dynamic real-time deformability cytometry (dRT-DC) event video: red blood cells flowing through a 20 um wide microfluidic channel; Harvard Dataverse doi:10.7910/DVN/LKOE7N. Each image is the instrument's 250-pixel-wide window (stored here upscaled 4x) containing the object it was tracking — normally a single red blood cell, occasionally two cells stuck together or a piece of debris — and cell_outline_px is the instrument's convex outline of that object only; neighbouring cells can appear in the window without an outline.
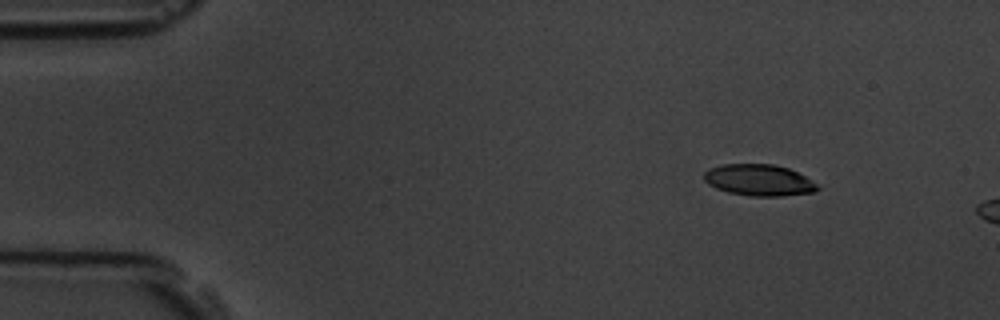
{"species": "common noctule bat (a hibernating species)", "species_latin": "Nyctalus noctula", "temperature_condition": "room temperature", "stored_images_in_passage": 3, "camera_frame_rate_fps": 3000, "um_per_image_px": 0.085, "animal": {"sex": "male", "body_mass_g": 19.5, "forearm_length_mm": 54.6}, "frame": {"image": 1, "passage_image": 1, "time_ms": 0.0, "image_size_px": [1000, 320], "cell_outline_px": [[820, 188], [816, 192], [780, 196], [748, 196], [728, 192], [716, 188], [708, 184], [704, 180], [704, 172], [708, 168], [720, 164], [772, 164], [788, 168], [804, 176], [816, 184]], "centroid_in_image_um": [64.47, 15.31], "position_along_channel_um": 20.5, "area_um2": 20.81}}